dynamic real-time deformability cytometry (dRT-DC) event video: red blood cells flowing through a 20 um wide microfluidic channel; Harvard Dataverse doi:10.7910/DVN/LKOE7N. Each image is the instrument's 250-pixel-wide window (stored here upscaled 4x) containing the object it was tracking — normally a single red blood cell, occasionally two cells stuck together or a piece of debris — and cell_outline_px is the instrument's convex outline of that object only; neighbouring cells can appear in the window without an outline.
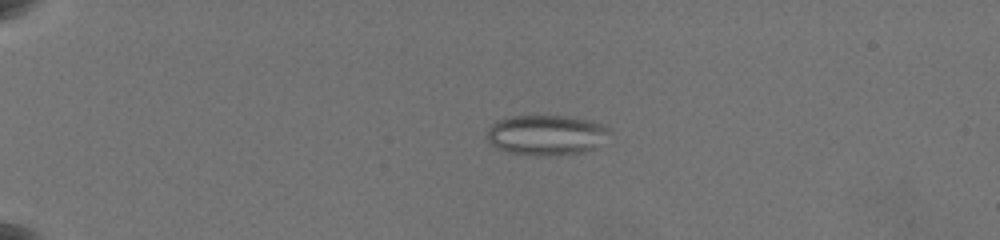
{"species": "common noctule bat (a hibernating species)", "species_latin": "Nyctalus noctula", "temperature_condition": "warm", "stored_images_in_passage": 41, "camera_frame_rate_fps": 3000, "um_per_image_px": 0.085, "animal": {"sex": "female", "body_mass_g": 19.5, "forearm_length_mm": 54.1}, "frame": {"image": 1, "passage_image": 9, "time_ms": 4.0, "image_size_px": [1000, 240], "cell_outline_px": [[612, 132], [592, 148], [584, 152], [548, 156], [536, 156], [508, 152], [496, 148], [488, 140], [488, 128], [492, 124], [500, 120], [512, 116], [560, 116], [588, 120], [612, 128]], "centroid_in_image_um": [46.42, 11.49], "position_along_channel_um": 38.6, "area_um2": 28.44}}
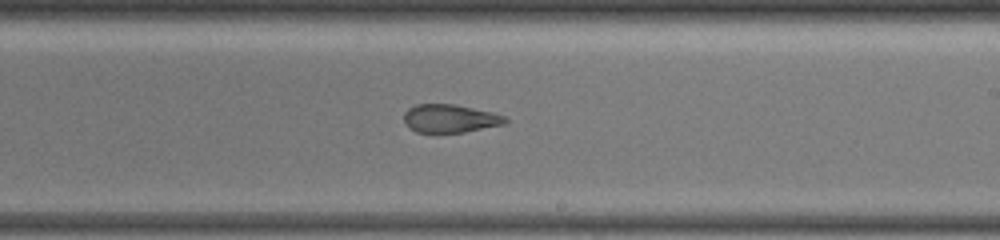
{"frame": {"image": 2, "passage_image": 27, "time_ms": 12.0, "image_size_px": [1000, 240], "cell_outline_px": [[508, 120], [504, 124], [464, 132], [416, 132], [408, 128], [404, 120], [404, 112], [408, 108], [416, 104], [452, 104], [492, 112], [504, 116]], "centroid_in_image_um": [38.21, 10.07], "position_along_channel_um": 250.8, "area_um2": 16.53}}
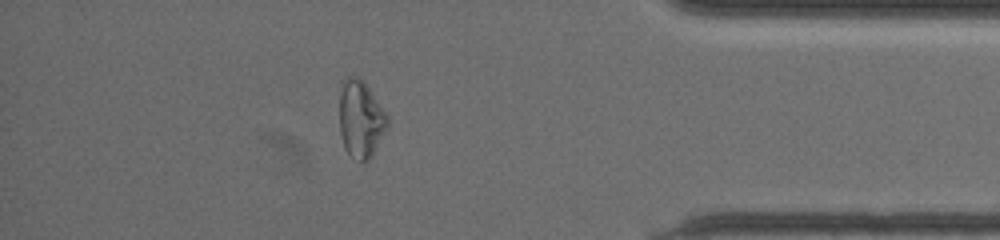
{"frame": {"image": 3, "passage_image": 37, "time_ms": 17.0, "image_size_px": [1000, 240], "cell_outline_px": [[388, 124], [372, 156], [364, 164], [360, 164], [344, 148], [340, 132], [340, 92], [344, 80], [348, 76], [356, 76], [364, 80], [388, 116]], "centroid_in_image_um": [30.66, 10.14], "position_along_channel_um": 404.5, "area_um2": 21.62}, "authors_computed_cell_mechanics": {"area_um2": 21.6172, "velocity_mm_per_s": 3.5638, "shape_relaxation_time_tau1_ms": null, "shape_relaxation_time_tau2_ms": 2.1832, "deformation_change_tau1": null, "deformation_change_tau2": 0.0971}}